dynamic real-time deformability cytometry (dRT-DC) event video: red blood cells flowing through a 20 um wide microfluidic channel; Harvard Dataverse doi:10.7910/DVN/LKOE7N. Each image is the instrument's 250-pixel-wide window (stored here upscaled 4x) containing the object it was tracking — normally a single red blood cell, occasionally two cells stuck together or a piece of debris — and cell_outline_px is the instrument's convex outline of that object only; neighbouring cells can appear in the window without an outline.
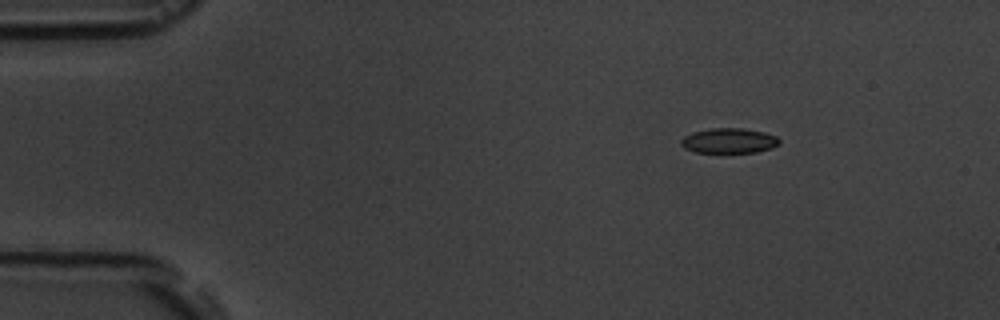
{"species": "common noctule bat (a hibernating species)", "species_latin": "Nyctalus noctula", "temperature_condition": "room temperature", "stored_images_in_passage": 16, "camera_frame_rate_fps": 3000, "um_per_image_px": 0.085, "animal": {"sex": "male", "body_mass_g": 19.5, "forearm_length_mm": 54.6}, "frame": {"image": 1, "passage_image": 2, "time_ms": 1.333, "image_size_px": [1000, 320], "cell_outline_px": [[780, 140], [772, 148], [756, 152], [696, 152], [684, 148], [680, 144], [680, 140], [684, 136], [692, 132], [712, 128], [740, 128], [764, 132], [776, 136]], "centroid_in_image_um": [61.93, 11.95], "position_along_channel_um": 23.1, "area_um2": 14.22}}
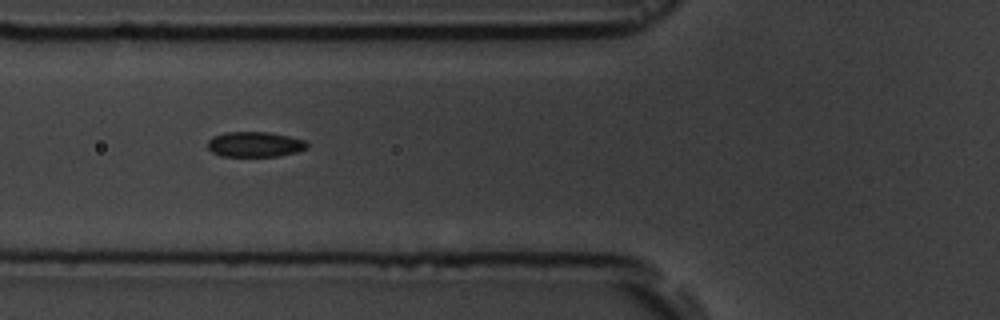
{"frame": {"image": 2, "passage_image": 6, "time_ms": 5.667, "image_size_px": [1000, 320], "cell_outline_px": [[308, 148], [296, 152], [280, 156], [220, 156], [212, 152], [208, 148], [208, 140], [212, 136], [224, 132], [268, 132], [288, 136], [304, 140], [308, 144]], "centroid_in_image_um": [21.64, 12.27], "position_along_channel_um": 104.2, "area_um2": 14.68}}
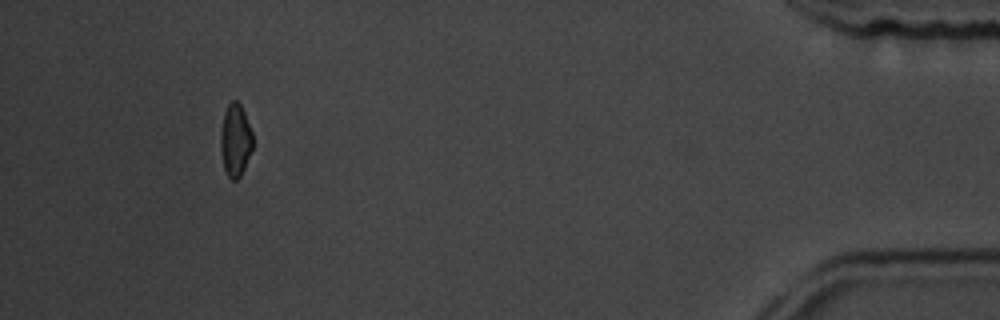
{"frame": {"image": 3, "passage_image": 15, "time_ms": 16.0, "image_size_px": [1000, 320], "cell_outline_px": [[252, 148], [244, 168], [240, 176], [236, 180], [232, 180], [228, 176], [224, 168], [220, 148], [220, 132], [224, 112], [228, 104], [232, 100], [236, 100], [240, 104], [244, 112], [252, 132]], "centroid_in_image_um": [19.99, 11.9], "position_along_channel_um": 415.2, "area_um2": 13.53}, "authors_computed_cell_mechanics": {"area_um2": 14.4789, "velocity_mm_per_s": 3.666, "shape_relaxation_time_tau1_ms": 3.2164, "shape_relaxation_time_tau2_ms": null, "deformation_change_tau1": 0.082, "deformation_change_tau2": null}}